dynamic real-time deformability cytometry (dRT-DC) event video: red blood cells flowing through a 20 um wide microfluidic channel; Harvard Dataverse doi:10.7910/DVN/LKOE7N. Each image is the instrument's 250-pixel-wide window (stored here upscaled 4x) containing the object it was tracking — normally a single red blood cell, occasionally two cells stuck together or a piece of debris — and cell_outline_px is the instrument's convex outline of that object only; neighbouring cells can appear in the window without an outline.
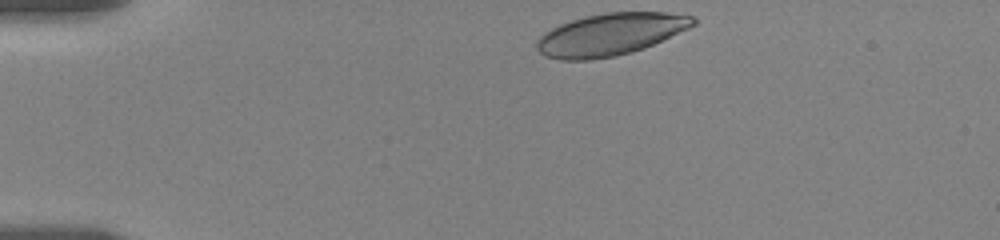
{"species": "human", "species_latin": "Homo sapiens", "temperature_condition": "room temperature", "stored_images_in_passage": 23, "camera_frame_rate_fps": 3000, "um_per_image_px": 0.085, "donor": {"sex": "female"}, "frame": {"image": 1, "passage_image": 1, "time_ms": 0.0, "image_size_px": [1000, 240], "cell_outline_px": [[696, 24], [688, 28], [644, 48], [632, 52], [616, 56], [588, 60], [560, 60], [544, 56], [536, 48], [536, 40], [540, 36], [552, 28], [560, 24], [572, 20], [604, 12], [664, 12], [696, 16]], "centroid_in_image_um": [51.87, 2.92], "position_along_channel_um": 33.1, "area_um2": 38.32}}
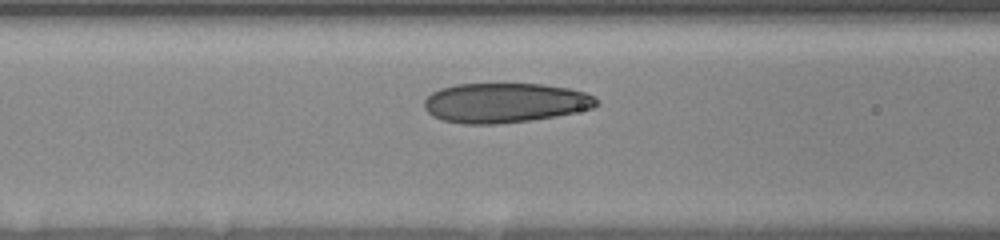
{"frame": {"image": 2, "passage_image": 16, "time_ms": 4.333, "image_size_px": [1000, 240], "cell_outline_px": [[600, 104], [592, 108], [556, 116], [532, 120], [496, 124], [464, 124], [444, 120], [432, 116], [424, 108], [424, 100], [432, 92], [440, 88], [456, 84], [544, 84], [568, 88], [584, 92], [596, 96]], "centroid_in_image_um": [42.92, 8.74], "position_along_channel_um": 123.7, "area_um2": 40.0}}
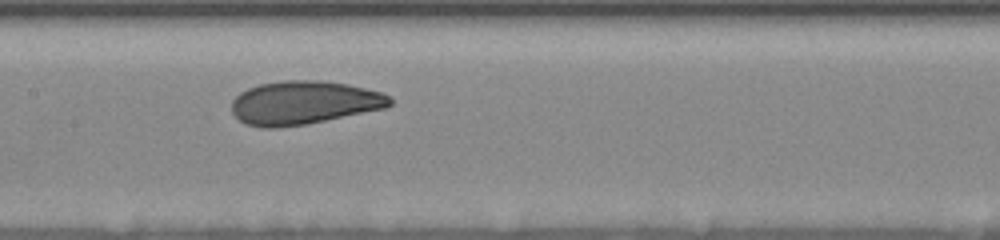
{"frame": {"image": 3, "passage_image": 22, "time_ms": 6.0, "image_size_px": [1000, 240], "cell_outline_px": [[392, 104], [388, 108], [308, 124], [276, 128], [264, 128], [248, 124], [240, 120], [232, 112], [232, 100], [240, 92], [248, 88], [260, 84], [284, 80], [320, 80], [348, 84], [384, 92], [392, 100]], "centroid_in_image_um": [25.87, 8.73], "position_along_channel_um": 181.5, "area_um2": 40.4}}